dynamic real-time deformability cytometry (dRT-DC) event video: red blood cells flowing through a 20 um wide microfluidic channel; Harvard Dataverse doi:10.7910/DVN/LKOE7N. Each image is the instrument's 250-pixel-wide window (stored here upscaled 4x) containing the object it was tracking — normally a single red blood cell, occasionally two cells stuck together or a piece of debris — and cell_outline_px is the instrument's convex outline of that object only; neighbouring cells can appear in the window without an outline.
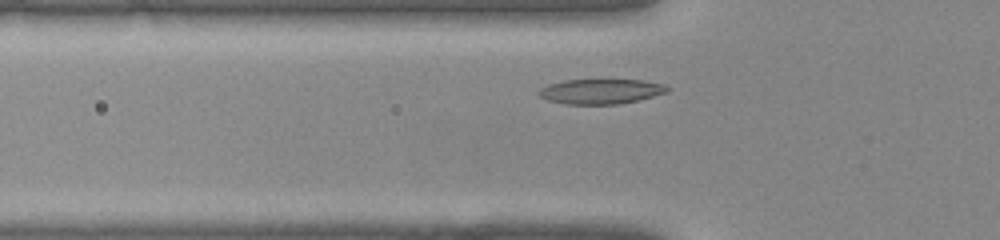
{"species": "common noctule bat (a hibernating species)", "species_latin": "Nyctalus noctula", "temperature_condition": "warm", "stored_images_in_passage": 26, "camera_frame_rate_fps": 3000, "um_per_image_px": 0.085, "animal": {"sex": "female", "body_mass_g": 22.0, "forearm_length_mm": 56.7}, "frame": {"image": 1, "passage_image": 4, "time_ms": 1.0, "image_size_px": [1000, 240], "cell_outline_px": [[668, 92], [636, 100], [616, 104], [564, 104], [548, 100], [540, 96], [536, 92], [540, 88], [548, 84], [564, 80], [644, 80], [664, 84], [668, 88]], "centroid_in_image_um": [51.02, 7.76], "position_along_channel_um": 74.8, "area_um2": 18.55}}
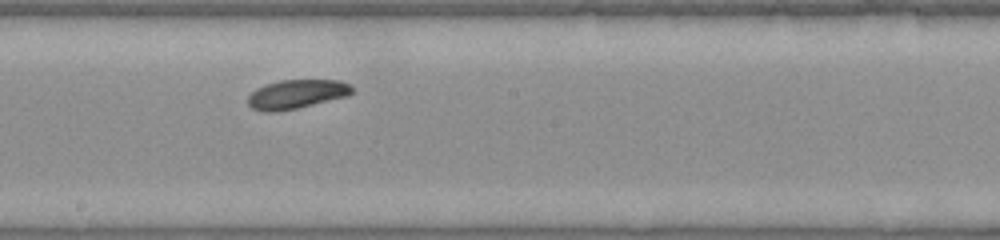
{"frame": {"image": 2, "passage_image": 13, "time_ms": 4.0, "image_size_px": [1000, 240], "cell_outline_px": [[352, 92], [348, 96], [296, 108], [272, 112], [264, 112], [252, 108], [248, 104], [248, 96], [256, 88], [280, 80], [340, 80], [352, 84]], "centroid_in_image_um": [25.22, 8.0], "position_along_channel_um": 223.0, "area_um2": 17.51}}
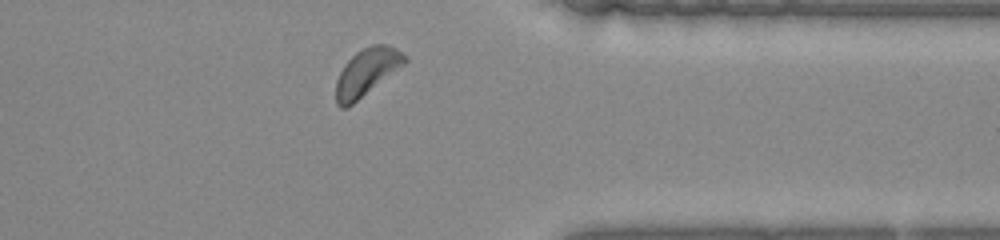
{"frame": {"image": 3, "passage_image": 23, "time_ms": 7.333, "image_size_px": [1000, 240], "cell_outline_px": [[408, 60], [404, 64], [348, 108], [340, 108], [336, 104], [336, 80], [344, 64], [360, 48], [372, 44], [384, 44], [396, 48], [408, 56]], "centroid_in_image_um": [31.16, 6.12], "position_along_channel_um": 380.2, "area_um2": 18.96}}